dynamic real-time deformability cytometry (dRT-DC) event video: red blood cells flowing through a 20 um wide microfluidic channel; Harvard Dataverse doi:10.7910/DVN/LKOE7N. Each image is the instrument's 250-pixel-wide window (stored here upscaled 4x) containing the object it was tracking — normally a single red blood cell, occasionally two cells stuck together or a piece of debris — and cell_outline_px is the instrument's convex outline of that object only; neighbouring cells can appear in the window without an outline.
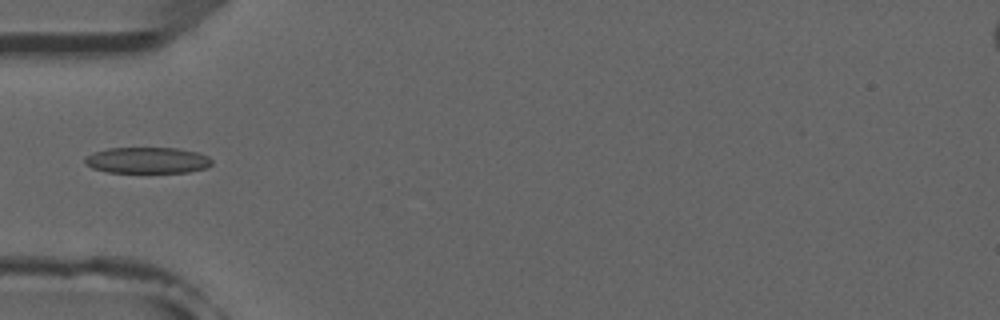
{"species": "common noctule bat (a hibernating species)", "species_latin": "Nyctalus noctula", "temperature_condition": "room temperature", "stored_images_in_passage": 4, "camera_frame_rate_fps": 3000, "um_per_image_px": 0.085, "animal": {"sex": "male", "forearm_length_mm": 52.5}, "frame": {"image": 1, "passage_image": 3, "time_ms": 2.333, "image_size_px": [1000, 320], "cell_outline_px": [[212, 164], [208, 168], [188, 172], [108, 172], [92, 168], [84, 164], [84, 156], [92, 152], [108, 148], [176, 148], [200, 152], [208, 156], [212, 160]], "centroid_in_image_um": [12.52, 13.62], "position_along_channel_um": 72.5, "area_um2": 19.59}}
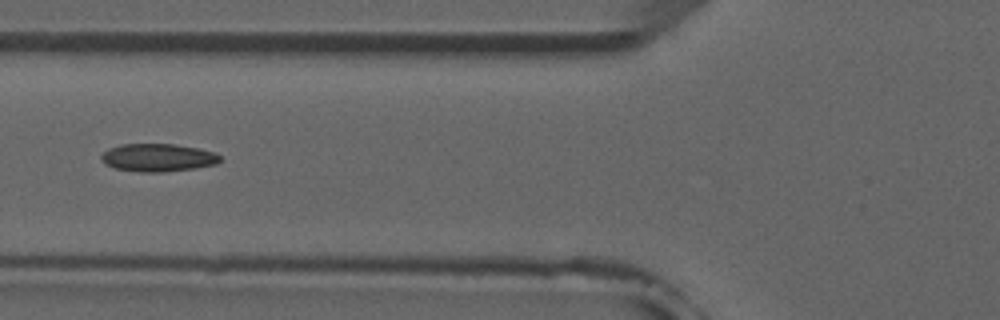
{"frame": {"image": 2, "passage_image": 4, "time_ms": 3.333, "image_size_px": [1000, 320], "cell_outline_px": [[220, 160], [216, 164], [196, 168], [164, 172], [140, 172], [116, 168], [104, 164], [100, 160], [100, 156], [108, 148], [120, 144], [172, 144], [196, 148], [216, 152], [220, 156]], "centroid_in_image_um": [13.4, 13.4], "position_along_channel_um": 112.4, "area_um2": 19.36}}